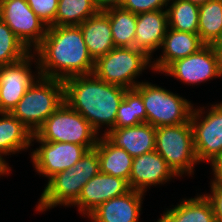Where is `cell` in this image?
<instances>
[{
	"mask_svg": "<svg viewBox=\"0 0 222 222\" xmlns=\"http://www.w3.org/2000/svg\"><path fill=\"white\" fill-rule=\"evenodd\" d=\"M34 140L41 145L31 152L33 167L48 180L59 172L73 168L88 150L79 144L41 141L35 134L32 135V142Z\"/></svg>",
	"mask_w": 222,
	"mask_h": 222,
	"instance_id": "10",
	"label": "cell"
},
{
	"mask_svg": "<svg viewBox=\"0 0 222 222\" xmlns=\"http://www.w3.org/2000/svg\"><path fill=\"white\" fill-rule=\"evenodd\" d=\"M35 135L45 142H67L95 148L99 134L65 101L52 113Z\"/></svg>",
	"mask_w": 222,
	"mask_h": 222,
	"instance_id": "4",
	"label": "cell"
},
{
	"mask_svg": "<svg viewBox=\"0 0 222 222\" xmlns=\"http://www.w3.org/2000/svg\"><path fill=\"white\" fill-rule=\"evenodd\" d=\"M100 160V172L128 181L133 157L123 148L114 146L104 135L98 138L95 146Z\"/></svg>",
	"mask_w": 222,
	"mask_h": 222,
	"instance_id": "23",
	"label": "cell"
},
{
	"mask_svg": "<svg viewBox=\"0 0 222 222\" xmlns=\"http://www.w3.org/2000/svg\"><path fill=\"white\" fill-rule=\"evenodd\" d=\"M135 89L141 94L147 123L153 127L174 126L190 121L191 101L151 82H141Z\"/></svg>",
	"mask_w": 222,
	"mask_h": 222,
	"instance_id": "7",
	"label": "cell"
},
{
	"mask_svg": "<svg viewBox=\"0 0 222 222\" xmlns=\"http://www.w3.org/2000/svg\"><path fill=\"white\" fill-rule=\"evenodd\" d=\"M222 32V0H210L199 6L198 34L206 45H212Z\"/></svg>",
	"mask_w": 222,
	"mask_h": 222,
	"instance_id": "26",
	"label": "cell"
},
{
	"mask_svg": "<svg viewBox=\"0 0 222 222\" xmlns=\"http://www.w3.org/2000/svg\"><path fill=\"white\" fill-rule=\"evenodd\" d=\"M98 11L93 0H59L54 26H79Z\"/></svg>",
	"mask_w": 222,
	"mask_h": 222,
	"instance_id": "27",
	"label": "cell"
},
{
	"mask_svg": "<svg viewBox=\"0 0 222 222\" xmlns=\"http://www.w3.org/2000/svg\"><path fill=\"white\" fill-rule=\"evenodd\" d=\"M151 63V58L139 49L115 47L95 61L93 74L109 84L132 89L141 83L134 79L148 67L152 69Z\"/></svg>",
	"mask_w": 222,
	"mask_h": 222,
	"instance_id": "5",
	"label": "cell"
},
{
	"mask_svg": "<svg viewBox=\"0 0 222 222\" xmlns=\"http://www.w3.org/2000/svg\"><path fill=\"white\" fill-rule=\"evenodd\" d=\"M33 133L12 113L0 112V156L27 150Z\"/></svg>",
	"mask_w": 222,
	"mask_h": 222,
	"instance_id": "21",
	"label": "cell"
},
{
	"mask_svg": "<svg viewBox=\"0 0 222 222\" xmlns=\"http://www.w3.org/2000/svg\"><path fill=\"white\" fill-rule=\"evenodd\" d=\"M31 51L0 18V66L20 61Z\"/></svg>",
	"mask_w": 222,
	"mask_h": 222,
	"instance_id": "29",
	"label": "cell"
},
{
	"mask_svg": "<svg viewBox=\"0 0 222 222\" xmlns=\"http://www.w3.org/2000/svg\"><path fill=\"white\" fill-rule=\"evenodd\" d=\"M211 194L205 196L211 202L215 219L217 222H222V182H211Z\"/></svg>",
	"mask_w": 222,
	"mask_h": 222,
	"instance_id": "33",
	"label": "cell"
},
{
	"mask_svg": "<svg viewBox=\"0 0 222 222\" xmlns=\"http://www.w3.org/2000/svg\"><path fill=\"white\" fill-rule=\"evenodd\" d=\"M88 52L96 61L115 48L110 20L104 11H98L79 25Z\"/></svg>",
	"mask_w": 222,
	"mask_h": 222,
	"instance_id": "20",
	"label": "cell"
},
{
	"mask_svg": "<svg viewBox=\"0 0 222 222\" xmlns=\"http://www.w3.org/2000/svg\"><path fill=\"white\" fill-rule=\"evenodd\" d=\"M147 123V114L141 94L135 89H126L117 110L115 128H123Z\"/></svg>",
	"mask_w": 222,
	"mask_h": 222,
	"instance_id": "28",
	"label": "cell"
},
{
	"mask_svg": "<svg viewBox=\"0 0 222 222\" xmlns=\"http://www.w3.org/2000/svg\"><path fill=\"white\" fill-rule=\"evenodd\" d=\"M184 84L198 85L219 78V56L212 45H205L196 53L172 62L164 71Z\"/></svg>",
	"mask_w": 222,
	"mask_h": 222,
	"instance_id": "11",
	"label": "cell"
},
{
	"mask_svg": "<svg viewBox=\"0 0 222 222\" xmlns=\"http://www.w3.org/2000/svg\"><path fill=\"white\" fill-rule=\"evenodd\" d=\"M104 136L116 147L126 150L133 158L155 151V127L149 123L114 128Z\"/></svg>",
	"mask_w": 222,
	"mask_h": 222,
	"instance_id": "19",
	"label": "cell"
},
{
	"mask_svg": "<svg viewBox=\"0 0 222 222\" xmlns=\"http://www.w3.org/2000/svg\"><path fill=\"white\" fill-rule=\"evenodd\" d=\"M63 102V81L40 76L11 113L35 134Z\"/></svg>",
	"mask_w": 222,
	"mask_h": 222,
	"instance_id": "3",
	"label": "cell"
},
{
	"mask_svg": "<svg viewBox=\"0 0 222 222\" xmlns=\"http://www.w3.org/2000/svg\"><path fill=\"white\" fill-rule=\"evenodd\" d=\"M110 20L111 33L115 47H133L136 33L137 14L121 7L104 11Z\"/></svg>",
	"mask_w": 222,
	"mask_h": 222,
	"instance_id": "24",
	"label": "cell"
},
{
	"mask_svg": "<svg viewBox=\"0 0 222 222\" xmlns=\"http://www.w3.org/2000/svg\"><path fill=\"white\" fill-rule=\"evenodd\" d=\"M83 186L80 175L75 168H70L51 177L36 205L39 212L60 206H73L79 198Z\"/></svg>",
	"mask_w": 222,
	"mask_h": 222,
	"instance_id": "15",
	"label": "cell"
},
{
	"mask_svg": "<svg viewBox=\"0 0 222 222\" xmlns=\"http://www.w3.org/2000/svg\"><path fill=\"white\" fill-rule=\"evenodd\" d=\"M35 55L31 52L20 61L0 66V112L11 113L28 88L40 77L39 73L34 75L31 72V61L36 59Z\"/></svg>",
	"mask_w": 222,
	"mask_h": 222,
	"instance_id": "12",
	"label": "cell"
},
{
	"mask_svg": "<svg viewBox=\"0 0 222 222\" xmlns=\"http://www.w3.org/2000/svg\"><path fill=\"white\" fill-rule=\"evenodd\" d=\"M93 2L99 11H105L110 8L121 7L123 0H93Z\"/></svg>",
	"mask_w": 222,
	"mask_h": 222,
	"instance_id": "35",
	"label": "cell"
},
{
	"mask_svg": "<svg viewBox=\"0 0 222 222\" xmlns=\"http://www.w3.org/2000/svg\"><path fill=\"white\" fill-rule=\"evenodd\" d=\"M28 5L47 26H54L59 0H27Z\"/></svg>",
	"mask_w": 222,
	"mask_h": 222,
	"instance_id": "31",
	"label": "cell"
},
{
	"mask_svg": "<svg viewBox=\"0 0 222 222\" xmlns=\"http://www.w3.org/2000/svg\"><path fill=\"white\" fill-rule=\"evenodd\" d=\"M130 190L127 180L99 172L83 186L73 205L79 207V213L88 216L99 205Z\"/></svg>",
	"mask_w": 222,
	"mask_h": 222,
	"instance_id": "13",
	"label": "cell"
},
{
	"mask_svg": "<svg viewBox=\"0 0 222 222\" xmlns=\"http://www.w3.org/2000/svg\"><path fill=\"white\" fill-rule=\"evenodd\" d=\"M0 18L30 51L33 48L34 51L46 35L47 26L30 8L27 0H4L0 4Z\"/></svg>",
	"mask_w": 222,
	"mask_h": 222,
	"instance_id": "9",
	"label": "cell"
},
{
	"mask_svg": "<svg viewBox=\"0 0 222 222\" xmlns=\"http://www.w3.org/2000/svg\"><path fill=\"white\" fill-rule=\"evenodd\" d=\"M64 101L80 113L99 134L102 126L107 131L115 128L117 110L126 88L109 84L94 74L74 76L63 81Z\"/></svg>",
	"mask_w": 222,
	"mask_h": 222,
	"instance_id": "2",
	"label": "cell"
},
{
	"mask_svg": "<svg viewBox=\"0 0 222 222\" xmlns=\"http://www.w3.org/2000/svg\"><path fill=\"white\" fill-rule=\"evenodd\" d=\"M210 163L214 175L211 182H222V152Z\"/></svg>",
	"mask_w": 222,
	"mask_h": 222,
	"instance_id": "34",
	"label": "cell"
},
{
	"mask_svg": "<svg viewBox=\"0 0 222 222\" xmlns=\"http://www.w3.org/2000/svg\"><path fill=\"white\" fill-rule=\"evenodd\" d=\"M168 4L169 28L198 34L199 6L185 0H169Z\"/></svg>",
	"mask_w": 222,
	"mask_h": 222,
	"instance_id": "25",
	"label": "cell"
},
{
	"mask_svg": "<svg viewBox=\"0 0 222 222\" xmlns=\"http://www.w3.org/2000/svg\"><path fill=\"white\" fill-rule=\"evenodd\" d=\"M185 1H189L192 2L193 4L200 6L203 5L204 3H207L210 0H185Z\"/></svg>",
	"mask_w": 222,
	"mask_h": 222,
	"instance_id": "38",
	"label": "cell"
},
{
	"mask_svg": "<svg viewBox=\"0 0 222 222\" xmlns=\"http://www.w3.org/2000/svg\"><path fill=\"white\" fill-rule=\"evenodd\" d=\"M155 151L178 177L186 173L192 175L199 162L194 150L191 122L155 127Z\"/></svg>",
	"mask_w": 222,
	"mask_h": 222,
	"instance_id": "6",
	"label": "cell"
},
{
	"mask_svg": "<svg viewBox=\"0 0 222 222\" xmlns=\"http://www.w3.org/2000/svg\"><path fill=\"white\" fill-rule=\"evenodd\" d=\"M219 56V72L220 76L222 77V52H216Z\"/></svg>",
	"mask_w": 222,
	"mask_h": 222,
	"instance_id": "39",
	"label": "cell"
},
{
	"mask_svg": "<svg viewBox=\"0 0 222 222\" xmlns=\"http://www.w3.org/2000/svg\"><path fill=\"white\" fill-rule=\"evenodd\" d=\"M144 193L130 190L99 205L87 217L91 222H138Z\"/></svg>",
	"mask_w": 222,
	"mask_h": 222,
	"instance_id": "17",
	"label": "cell"
},
{
	"mask_svg": "<svg viewBox=\"0 0 222 222\" xmlns=\"http://www.w3.org/2000/svg\"><path fill=\"white\" fill-rule=\"evenodd\" d=\"M164 211L157 222H217L213 207L203 193L194 198L182 199L177 206Z\"/></svg>",
	"mask_w": 222,
	"mask_h": 222,
	"instance_id": "22",
	"label": "cell"
},
{
	"mask_svg": "<svg viewBox=\"0 0 222 222\" xmlns=\"http://www.w3.org/2000/svg\"><path fill=\"white\" fill-rule=\"evenodd\" d=\"M169 0H123L121 8L134 14L167 8Z\"/></svg>",
	"mask_w": 222,
	"mask_h": 222,
	"instance_id": "32",
	"label": "cell"
},
{
	"mask_svg": "<svg viewBox=\"0 0 222 222\" xmlns=\"http://www.w3.org/2000/svg\"><path fill=\"white\" fill-rule=\"evenodd\" d=\"M205 45L199 34L168 28L161 46L163 54L153 59L152 70L162 73L175 60L196 53Z\"/></svg>",
	"mask_w": 222,
	"mask_h": 222,
	"instance_id": "18",
	"label": "cell"
},
{
	"mask_svg": "<svg viewBox=\"0 0 222 222\" xmlns=\"http://www.w3.org/2000/svg\"><path fill=\"white\" fill-rule=\"evenodd\" d=\"M172 177H178L165 159L156 151L134 157L131 167L129 187L145 193L150 186L165 184Z\"/></svg>",
	"mask_w": 222,
	"mask_h": 222,
	"instance_id": "14",
	"label": "cell"
},
{
	"mask_svg": "<svg viewBox=\"0 0 222 222\" xmlns=\"http://www.w3.org/2000/svg\"><path fill=\"white\" fill-rule=\"evenodd\" d=\"M80 175V184L84 186L92 177L100 172V160L95 148L87 150L73 166Z\"/></svg>",
	"mask_w": 222,
	"mask_h": 222,
	"instance_id": "30",
	"label": "cell"
},
{
	"mask_svg": "<svg viewBox=\"0 0 222 222\" xmlns=\"http://www.w3.org/2000/svg\"><path fill=\"white\" fill-rule=\"evenodd\" d=\"M32 52L37 54L35 68L41 77L64 81L93 74L95 61L79 26L47 27L42 43Z\"/></svg>",
	"mask_w": 222,
	"mask_h": 222,
	"instance_id": "1",
	"label": "cell"
},
{
	"mask_svg": "<svg viewBox=\"0 0 222 222\" xmlns=\"http://www.w3.org/2000/svg\"><path fill=\"white\" fill-rule=\"evenodd\" d=\"M203 109H193L190 122L197 160L210 163L222 152V102L211 104L206 116Z\"/></svg>",
	"mask_w": 222,
	"mask_h": 222,
	"instance_id": "8",
	"label": "cell"
},
{
	"mask_svg": "<svg viewBox=\"0 0 222 222\" xmlns=\"http://www.w3.org/2000/svg\"><path fill=\"white\" fill-rule=\"evenodd\" d=\"M9 167L8 163L1 158L0 156V176H3L4 174H9L11 169Z\"/></svg>",
	"mask_w": 222,
	"mask_h": 222,
	"instance_id": "36",
	"label": "cell"
},
{
	"mask_svg": "<svg viewBox=\"0 0 222 222\" xmlns=\"http://www.w3.org/2000/svg\"><path fill=\"white\" fill-rule=\"evenodd\" d=\"M168 28L166 9L137 14L133 47L152 59V54L161 48Z\"/></svg>",
	"mask_w": 222,
	"mask_h": 222,
	"instance_id": "16",
	"label": "cell"
},
{
	"mask_svg": "<svg viewBox=\"0 0 222 222\" xmlns=\"http://www.w3.org/2000/svg\"><path fill=\"white\" fill-rule=\"evenodd\" d=\"M215 52H222V32L220 36L212 44Z\"/></svg>",
	"mask_w": 222,
	"mask_h": 222,
	"instance_id": "37",
	"label": "cell"
}]
</instances>
